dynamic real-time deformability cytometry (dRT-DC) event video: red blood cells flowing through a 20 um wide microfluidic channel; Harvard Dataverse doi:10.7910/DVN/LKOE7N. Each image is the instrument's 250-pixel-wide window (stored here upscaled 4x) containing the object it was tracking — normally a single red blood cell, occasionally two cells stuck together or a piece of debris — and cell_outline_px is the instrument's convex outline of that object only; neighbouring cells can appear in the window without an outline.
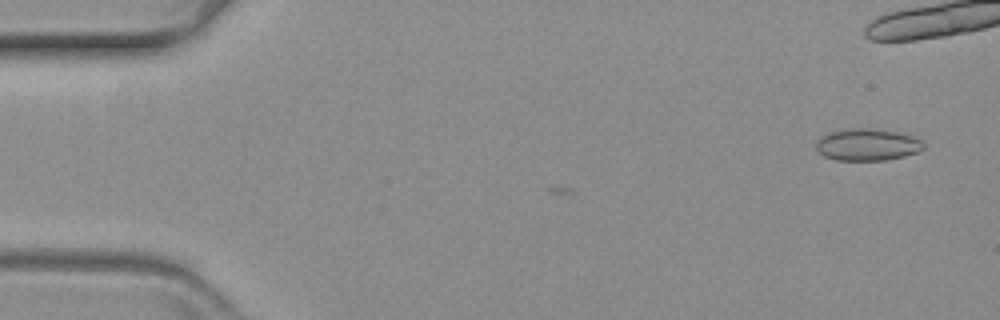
{"species": "common noctule bat (a hibernating species)", "species_latin": "Nyctalus noctula", "temperature_condition": "warm", "stored_images_in_passage": 3, "camera_frame_rate_fps": 3000, "um_per_image_px": 0.085, "animal": {"sex": "female", "body_mass_g": 19.3, "forearm_length_mm": 54.1}, "frame": {"image": 1, "passage_image": 3, "time_ms": 0.667, "image_size_px": [1000, 320], "cell_outline_px": [[924, 148], [916, 152], [904, 156], [884, 160], [836, 160], [824, 156], [816, 148], [816, 140], [820, 136], [828, 132], [848, 128], [876, 128], [900, 132], [912, 136], [920, 140], [924, 144]], "centroid_in_image_um": [73.69, 12.28], "position_along_channel_um": 11.3, "area_um2": 20.17}}